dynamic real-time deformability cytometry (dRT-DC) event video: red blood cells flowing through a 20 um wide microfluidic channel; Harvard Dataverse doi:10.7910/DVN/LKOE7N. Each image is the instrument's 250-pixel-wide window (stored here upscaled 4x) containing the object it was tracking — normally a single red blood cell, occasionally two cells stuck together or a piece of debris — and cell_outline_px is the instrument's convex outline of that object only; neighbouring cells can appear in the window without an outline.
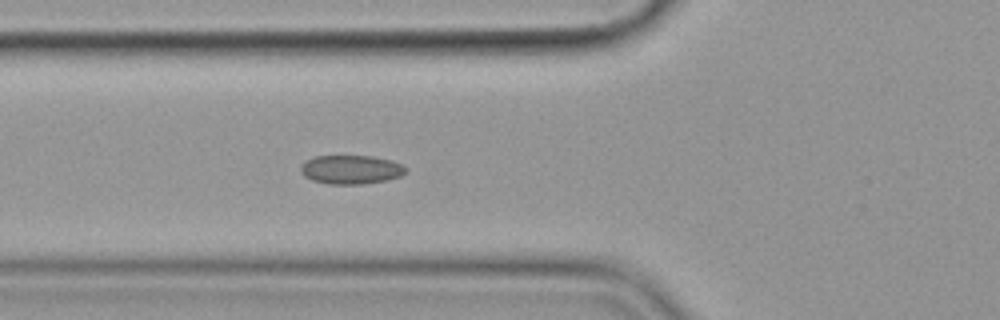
{"species": "common noctule bat (a hibernating species)", "species_latin": "Nyctalus noctula", "temperature_condition": "cold", "stored_images_in_passage": 21, "camera_frame_rate_fps": 3000, "um_per_image_px": 0.085, "animal": {"sex": "female", "body_mass_g": 19.9}, "frame": {"image": 1, "passage_image": 10, "time_ms": 3.0, "image_size_px": [1000, 320], "cell_outline_px": [[408, 172], [400, 176], [388, 180], [360, 184], [328, 184], [312, 180], [304, 176], [300, 172], [300, 168], [308, 160], [316, 156], [372, 156], [392, 160], [408, 168]], "centroid_in_image_um": [29.87, 14.42], "position_along_channel_um": 95.9, "area_um2": 17.69}}